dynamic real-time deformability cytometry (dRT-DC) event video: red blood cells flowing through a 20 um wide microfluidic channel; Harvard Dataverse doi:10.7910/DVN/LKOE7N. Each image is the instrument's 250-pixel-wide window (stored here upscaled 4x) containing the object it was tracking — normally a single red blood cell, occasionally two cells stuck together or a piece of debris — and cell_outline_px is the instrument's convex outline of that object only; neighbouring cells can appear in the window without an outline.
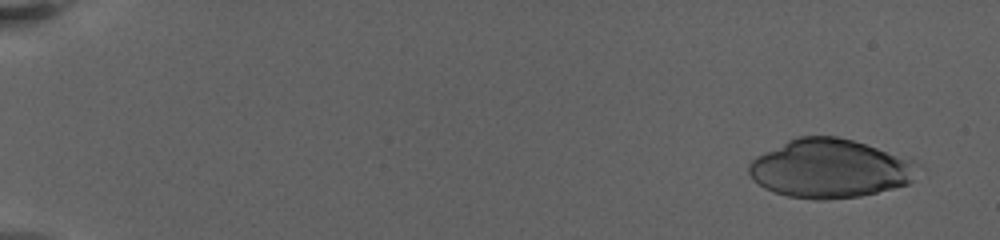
{"species": "human", "species_latin": "Homo sapiens", "temperature_condition": "warm", "stored_images_in_passage": 17, "camera_frame_rate_fps": 3000, "um_per_image_px": 0.085, "donor": {"sex": "female"}, "frame": {"image": 1, "passage_image": 3, "time_ms": 1.0, "image_size_px": [1000, 240], "cell_outline_px": [[912, 180], [908, 184], [860, 196], [824, 200], [816, 200], [788, 196], [764, 188], [752, 180], [748, 172], [748, 164], [756, 156], [796, 136], [836, 136], [852, 140], [876, 148], [908, 160], [912, 164]], "centroid_in_image_um": [70.39, 14.34], "position_along_channel_um": 14.6, "area_um2": 56.64}}